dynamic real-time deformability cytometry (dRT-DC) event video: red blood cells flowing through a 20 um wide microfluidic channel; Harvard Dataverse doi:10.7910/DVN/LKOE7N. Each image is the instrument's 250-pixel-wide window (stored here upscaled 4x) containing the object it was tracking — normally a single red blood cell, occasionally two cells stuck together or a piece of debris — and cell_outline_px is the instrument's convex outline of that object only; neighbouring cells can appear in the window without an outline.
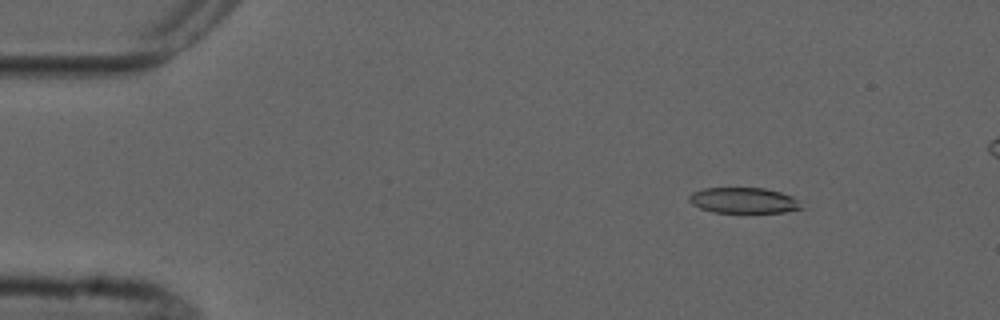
{"species": "common noctule bat (a hibernating species)", "species_latin": "Nyctalus noctula", "temperature_condition": "cold", "stored_images_in_passage": 4, "camera_frame_rate_fps": 3000, "um_per_image_px": 0.085, "animal": {"sex": "male", "forearm_length_mm": 52.5}, "frame": {"image": 1, "passage_image": 2, "time_ms": 1.333, "image_size_px": [1000, 320], "cell_outline_px": [[804, 208], [784, 212], [712, 212], [700, 208], [692, 204], [688, 200], [688, 196], [692, 192], [704, 188], [764, 188], [780, 192], [792, 196]], "centroid_in_image_um": [63.17, 17.03], "position_along_channel_um": 21.8, "area_um2": 16.7}}